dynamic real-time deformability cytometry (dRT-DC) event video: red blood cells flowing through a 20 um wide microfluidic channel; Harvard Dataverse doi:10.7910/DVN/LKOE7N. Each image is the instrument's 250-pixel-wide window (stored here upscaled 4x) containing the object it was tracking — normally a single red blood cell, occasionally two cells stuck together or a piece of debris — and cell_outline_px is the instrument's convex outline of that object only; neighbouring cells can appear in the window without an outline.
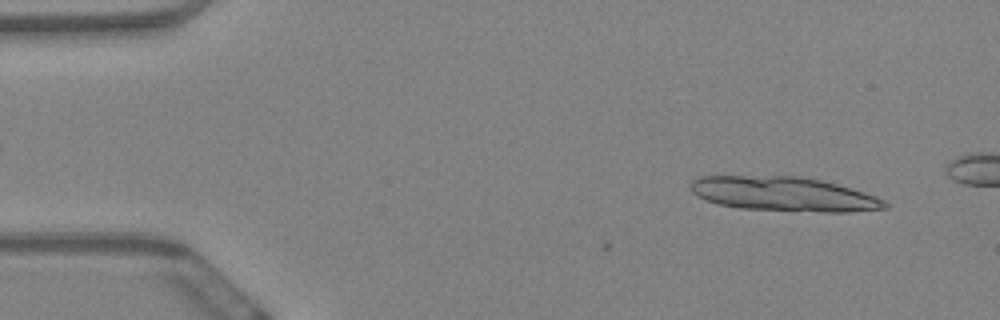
{"species": "Egyptian fruit bat (a non-hibernating species)", "species_latin": "Rousettus aegyptiacus", "temperature_condition": "warm", "stored_images_in_passage": 4, "camera_frame_rate_fps": 3000, "um_per_image_px": 0.085, "animal": {"sex": "female"}, "frame": {"image": 1, "passage_image": 1, "time_ms": 0.0, "image_size_px": [1000, 320], "cell_outline_px": [[888, 208], [848, 212], [824, 212], [740, 208], [720, 204], [696, 196], [688, 188], [688, 184], [692, 180], [700, 176], [796, 176], [820, 180], [836, 184], [876, 196], [884, 200], [888, 204]], "centroid_in_image_um": [66.58, 16.49], "position_along_channel_um": 18.4, "area_um2": 38.73}}